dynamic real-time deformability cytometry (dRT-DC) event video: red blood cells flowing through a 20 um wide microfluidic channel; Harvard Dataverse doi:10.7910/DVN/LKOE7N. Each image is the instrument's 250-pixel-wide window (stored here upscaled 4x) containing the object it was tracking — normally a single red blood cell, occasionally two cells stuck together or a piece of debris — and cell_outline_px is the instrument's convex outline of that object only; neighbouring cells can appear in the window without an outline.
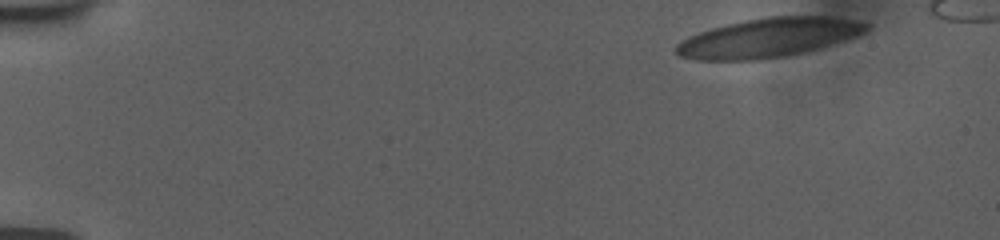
{"species": "human", "species_latin": "Homo sapiens", "temperature_condition": "room temperature", "stored_images_in_passage": 5, "camera_frame_rate_fps": 3000, "um_per_image_px": 0.085, "donor": {"sex": "female"}, "frame": {"image": 1, "passage_image": 1, "time_ms": 0.0, "image_size_px": [1000, 240], "cell_outline_px": [[868, 28], [864, 32], [856, 36], [820, 48], [804, 52], [784, 56], [756, 60], [696, 60], [680, 56], [676, 52], [676, 44], [680, 40], [688, 36], [712, 28], [744, 20], [768, 16], [828, 16], [852, 20], [868, 24]], "centroid_in_image_um": [65.28, 3.21], "position_along_channel_um": 19.7, "area_um2": 43.12}}